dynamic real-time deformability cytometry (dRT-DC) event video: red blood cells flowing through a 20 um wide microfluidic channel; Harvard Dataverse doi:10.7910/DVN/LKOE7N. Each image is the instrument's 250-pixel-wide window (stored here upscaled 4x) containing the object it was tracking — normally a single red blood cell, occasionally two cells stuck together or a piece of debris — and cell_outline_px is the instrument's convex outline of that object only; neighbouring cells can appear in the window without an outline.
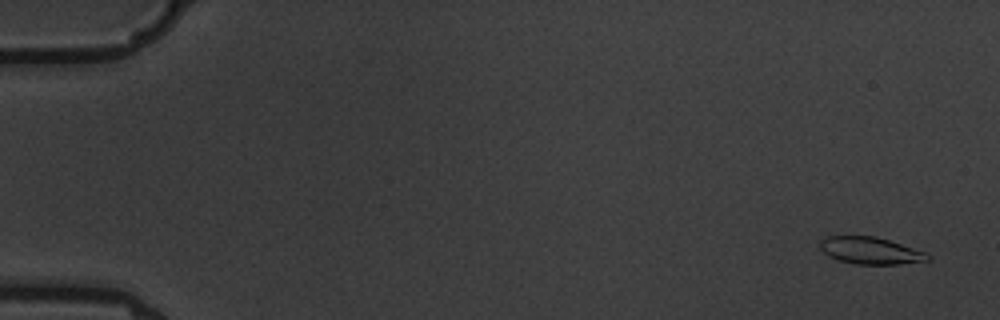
{"species": "common noctule bat (a hibernating species)", "species_latin": "Nyctalus noctula", "temperature_condition": "warm", "stored_images_in_passage": 4, "camera_frame_rate_fps": 3000, "um_per_image_px": 0.085, "animal": {"sex": "male", "body_mass_g": 19.5, "forearm_length_mm": 54.6}, "frame": {"image": 1, "passage_image": 1, "time_ms": 0.0, "image_size_px": [1000, 320], "cell_outline_px": [[932, 260], [896, 264], [856, 264], [836, 260], [828, 256], [820, 248], [820, 240], [824, 236], [876, 236], [924, 252]], "centroid_in_image_um": [73.92, 21.3], "position_along_channel_um": 11.1, "area_um2": 16.82}}